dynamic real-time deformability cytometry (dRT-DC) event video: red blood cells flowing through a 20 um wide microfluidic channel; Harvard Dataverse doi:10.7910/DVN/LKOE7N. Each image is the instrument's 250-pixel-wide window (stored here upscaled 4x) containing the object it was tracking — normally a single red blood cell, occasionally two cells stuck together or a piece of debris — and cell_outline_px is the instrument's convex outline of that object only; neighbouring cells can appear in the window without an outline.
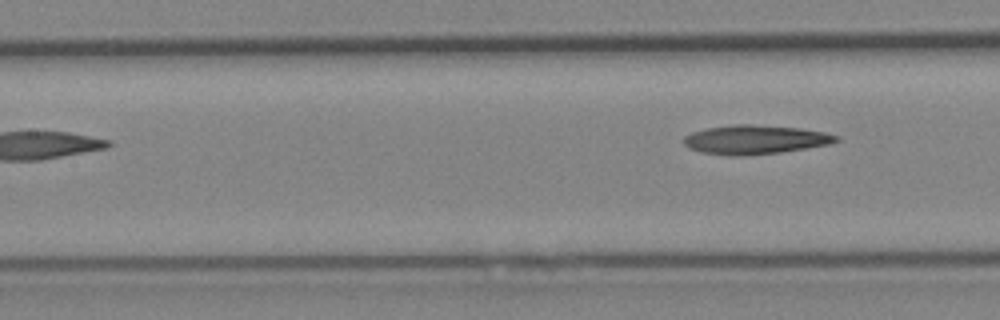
{"species": "Egyptian fruit bat (a non-hibernating species)", "species_latin": "Rousettus aegyptiacus", "temperature_condition": "cold", "stored_images_in_passage": 6, "camera_frame_rate_fps": 3000, "um_per_image_px": 0.085, "animal": {"sex": "female"}, "frame": {"image": 1, "passage_image": 6, "time_ms": 5.667, "image_size_px": [1000, 320], "cell_outline_px": [[840, 140], [828, 144], [780, 152], [736, 156], [704, 152], [688, 148], [684, 144], [684, 136], [692, 132], [708, 128], [736, 124], [748, 124], [800, 128], [824, 132], [840, 136]], "centroid_in_image_um": [64.19, 11.86], "position_along_channel_um": 143.2, "area_um2": 25.37}}